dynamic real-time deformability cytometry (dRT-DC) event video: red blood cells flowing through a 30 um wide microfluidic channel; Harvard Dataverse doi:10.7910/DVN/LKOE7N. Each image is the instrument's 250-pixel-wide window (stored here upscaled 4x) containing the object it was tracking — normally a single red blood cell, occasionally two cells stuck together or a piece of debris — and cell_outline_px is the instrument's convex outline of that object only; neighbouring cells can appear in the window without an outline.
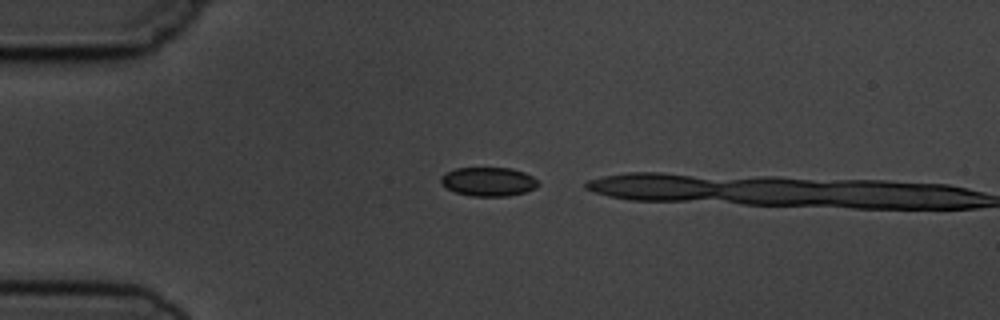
{"species": "common noctule bat (a hibernating species)", "species_latin": "Nyctalus noctula", "temperature_condition": "cold", "stored_images_in_passage": 3, "camera_frame_rate_fps": 3000, "um_per_image_px": 0.085, "animal": {"sex": "male", "body_mass_g": 19.5, "forearm_length_mm": 54.6}, "frame": {"image": 1, "passage_image": 1, "time_ms": 0.0, "image_size_px": [1000, 320], "cell_outline_px": [[540, 184], [536, 188], [524, 192], [508, 196], [472, 196], [456, 192], [440, 184], [440, 176], [444, 172], [456, 168], [512, 168], [524, 172], [540, 180]], "centroid_in_image_um": [41.52, 15.43], "position_along_channel_um": 43.5, "area_um2": 16.59}}